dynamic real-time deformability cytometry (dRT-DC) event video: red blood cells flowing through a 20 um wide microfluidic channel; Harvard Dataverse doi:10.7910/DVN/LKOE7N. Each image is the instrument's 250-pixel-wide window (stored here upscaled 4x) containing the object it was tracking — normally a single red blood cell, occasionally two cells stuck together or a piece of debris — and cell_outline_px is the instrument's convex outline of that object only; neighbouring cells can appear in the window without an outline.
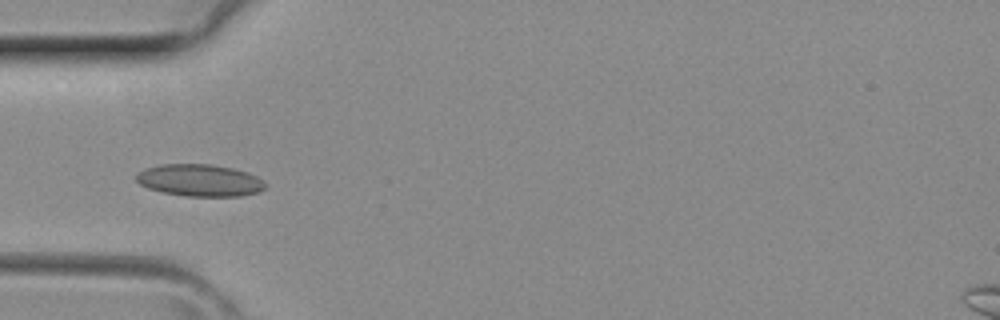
{"species": "common noctule bat (a hibernating species)", "species_latin": "Nyctalus noctula", "temperature_condition": "room temperature", "stored_images_in_passage": 3, "camera_frame_rate_fps": 3000, "um_per_image_px": 0.085, "animal": {"sex": "female", "body_mass_g": 29.2, "forearm_length_mm": 56.3}, "frame": {"image": 1, "passage_image": 3, "time_ms": 0.667, "image_size_px": [1000, 320], "cell_outline_px": [[268, 184], [260, 192], [240, 196], [184, 196], [160, 192], [148, 188], [140, 184], [136, 180], [136, 176], [144, 168], [160, 164], [212, 164], [232, 168], [248, 172], [264, 180]], "centroid_in_image_um": [17.0, 15.33], "position_along_channel_um": 68.0, "area_um2": 24.33}}